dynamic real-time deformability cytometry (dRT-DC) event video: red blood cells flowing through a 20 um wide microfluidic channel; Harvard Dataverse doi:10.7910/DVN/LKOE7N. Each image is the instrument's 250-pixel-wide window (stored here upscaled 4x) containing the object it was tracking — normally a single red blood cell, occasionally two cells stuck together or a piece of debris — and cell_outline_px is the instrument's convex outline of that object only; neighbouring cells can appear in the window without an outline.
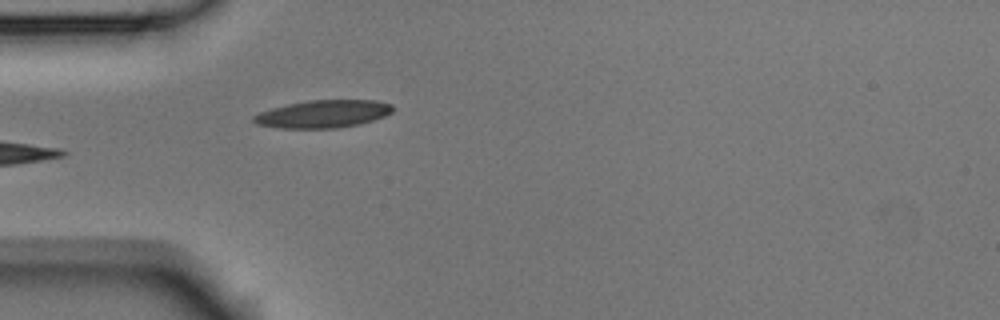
{"species": "Egyptian fruit bat (a non-hibernating species)", "species_latin": "Rousettus aegyptiacus", "temperature_condition": "room temperature", "stored_images_in_passage": 4, "camera_frame_rate_fps": 3000, "um_per_image_px": 0.085, "animal": {"sex": "male"}, "frame": {"image": 1, "passage_image": 4, "time_ms": 1.0, "image_size_px": [1000, 320], "cell_outline_px": [[392, 112], [384, 116], [372, 120], [356, 124], [336, 128], [280, 128], [256, 124], [252, 120], [252, 116], [260, 112], [272, 108], [288, 104], [308, 100], [376, 100], [392, 104]], "centroid_in_image_um": [27.43, 9.68], "position_along_channel_um": 57.6, "area_um2": 22.25}}